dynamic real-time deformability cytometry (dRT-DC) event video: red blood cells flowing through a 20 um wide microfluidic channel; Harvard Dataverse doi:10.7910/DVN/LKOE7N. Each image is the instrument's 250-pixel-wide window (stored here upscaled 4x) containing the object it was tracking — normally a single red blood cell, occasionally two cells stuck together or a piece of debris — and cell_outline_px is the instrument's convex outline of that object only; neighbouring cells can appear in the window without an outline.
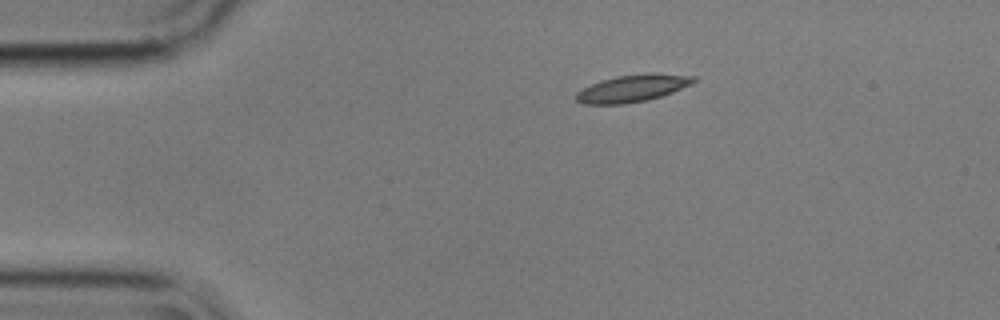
{"species": "common noctule bat (a hibernating species)", "species_latin": "Nyctalus noctula", "temperature_condition": "cold", "stored_images_in_passage": 9, "camera_frame_rate_fps": 3000, "um_per_image_px": 0.085, "animal": {"sex": "male", "body_mass_g": 17.9}, "frame": {"image": 1, "passage_image": 1, "time_ms": 0.0, "image_size_px": [1000, 320], "cell_outline_px": [[696, 80], [692, 84], [672, 92], [648, 100], [624, 104], [584, 104], [576, 100], [576, 92], [592, 84], [616, 76], [648, 72], [652, 72], [696, 76]], "centroid_in_image_um": [53.8, 7.49], "position_along_channel_um": 31.2, "area_um2": 18.61}}
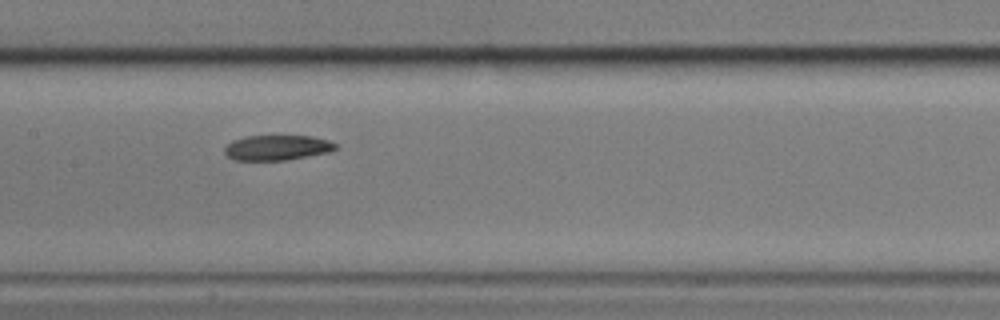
{"frame": {"image": 2, "passage_image": 6, "time_ms": 1.667, "image_size_px": [1000, 320], "cell_outline_px": [[340, 148], [332, 152], [288, 160], [232, 160], [224, 152], [224, 148], [232, 140], [244, 136], [312, 136], [328, 140], [336, 144]], "centroid_in_image_um": [23.59, 12.55], "position_along_channel_um": 183.8, "area_um2": 16.53}}
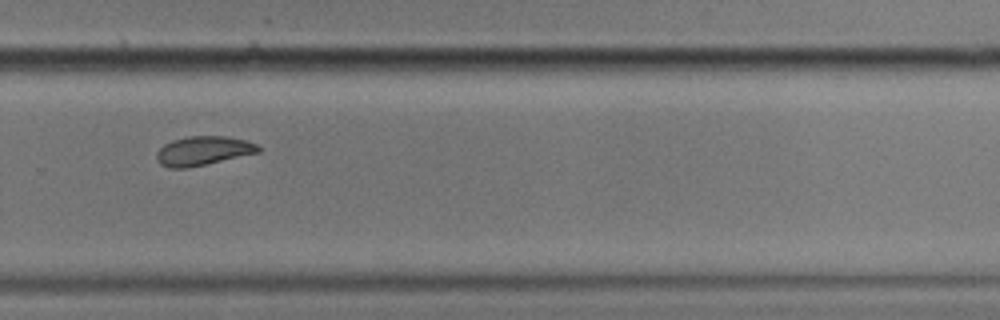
{"frame": {"image": 3, "passage_image": 9, "time_ms": 2.667, "image_size_px": [1000, 320], "cell_outline_px": [[260, 152], [188, 168], [168, 168], [160, 164], [156, 160], [156, 152], [164, 144], [172, 140], [188, 136], [224, 136], [248, 140], [256, 144], [260, 148]], "centroid_in_image_um": [17.24, 12.82], "position_along_channel_um": 312.6, "area_um2": 17.34}}